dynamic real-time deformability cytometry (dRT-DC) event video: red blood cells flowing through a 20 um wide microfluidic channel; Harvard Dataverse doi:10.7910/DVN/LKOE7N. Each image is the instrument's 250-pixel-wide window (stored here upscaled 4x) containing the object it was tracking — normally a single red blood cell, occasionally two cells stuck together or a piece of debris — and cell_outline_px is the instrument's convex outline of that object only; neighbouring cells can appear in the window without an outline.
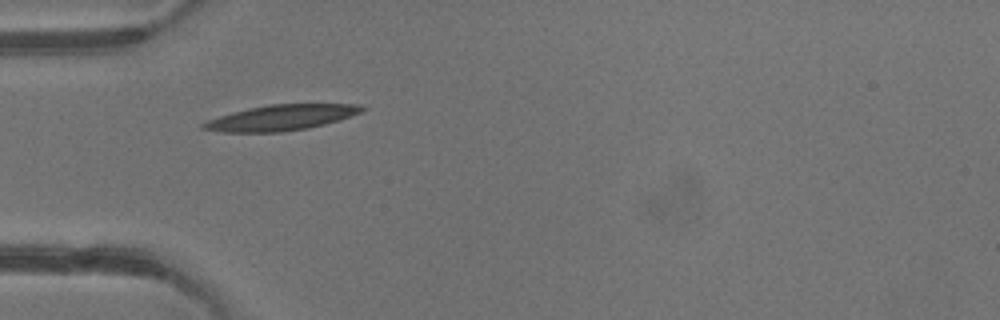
{"species": "common noctule bat (a hibernating species)", "species_latin": "Nyctalus noctula", "temperature_condition": "warm", "stored_images_in_passage": 2, "camera_frame_rate_fps": 3000, "um_per_image_px": 0.085, "animal": {"sex": "male", "body_mass_g": 13.3}, "frame": {"image": 1, "passage_image": 1, "time_ms": 0.0, "image_size_px": [1000, 320], "cell_outline_px": [[364, 112], [324, 124], [308, 128], [280, 132], [224, 132], [200, 128], [200, 124], [208, 120], [220, 116], [252, 108], [272, 104], [360, 104], [364, 108]], "centroid_in_image_um": [23.93, 10.0], "position_along_channel_um": 61.1, "area_um2": 23.24}}
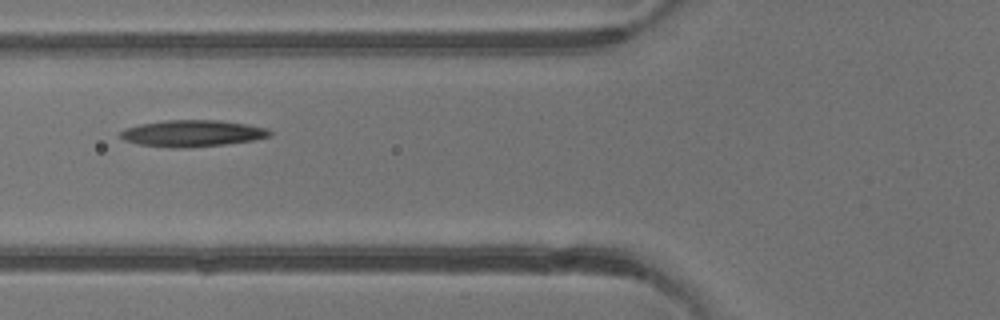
{"frame": {"image": 2, "passage_image": 2, "time_ms": 1.0, "image_size_px": [1000, 320], "cell_outline_px": [[272, 136], [252, 140], [224, 144], [188, 148], [172, 148], [136, 144], [124, 140], [120, 136], [120, 132], [124, 128], [140, 124], [168, 120], [220, 120], [268, 128], [272, 132]], "centroid_in_image_um": [16.33, 11.34], "position_along_channel_um": 109.5, "area_um2": 23.18}}